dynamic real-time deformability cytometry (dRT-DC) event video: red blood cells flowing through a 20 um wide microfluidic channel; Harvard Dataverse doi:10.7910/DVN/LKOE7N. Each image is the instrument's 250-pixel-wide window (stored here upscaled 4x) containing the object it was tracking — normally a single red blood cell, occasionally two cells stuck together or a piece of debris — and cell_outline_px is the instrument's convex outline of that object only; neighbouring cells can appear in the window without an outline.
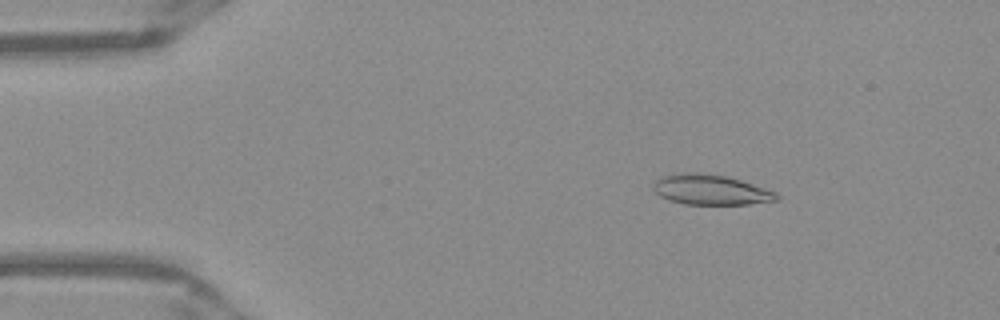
{"species": "Egyptian fruit bat (a non-hibernating species)", "species_latin": "Rousettus aegyptiacus", "temperature_condition": "warm", "stored_images_in_passage": 45, "camera_frame_rate_fps": 3000, "um_per_image_px": 0.085, "frame": {"image": 1, "passage_image": 2, "time_ms": 0.333, "image_size_px": [1000, 320], "cell_outline_px": [[780, 200], [748, 204], [684, 204], [668, 200], [660, 196], [652, 188], [652, 184], [660, 176], [684, 172], [696, 172], [724, 176], [740, 180], [776, 192], [780, 196]], "centroid_in_image_um": [60.38, 16.13], "position_along_channel_um": 24.6, "area_um2": 21.68}}
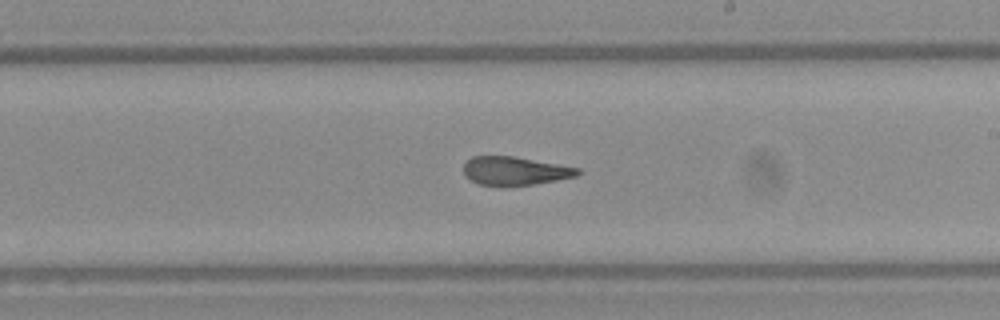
{"frame": {"image": 2, "passage_image": 24, "time_ms": 7.667, "image_size_px": [1000, 320], "cell_outline_px": [[584, 172], [576, 176], [556, 180], [532, 184], [500, 188], [476, 184], [464, 176], [464, 164], [472, 156], [516, 156], [580, 168]], "centroid_in_image_um": [43.75, 14.55], "position_along_channel_um": 245.3, "area_um2": 19.54}}
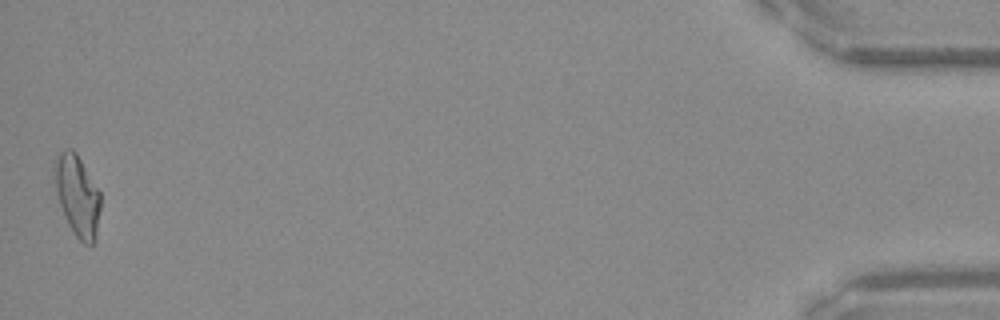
{"frame": {"image": 3, "passage_image": 45, "time_ms": 14.667, "image_size_px": [1000, 320], "cell_outline_px": [[100, 208], [96, 240], [92, 244], [84, 244], [76, 236], [68, 224], [60, 204], [56, 192], [52, 168], [56, 152], [64, 148], [72, 148], [76, 152], [100, 192]], "centroid_in_image_um": [6.54, 16.57], "position_along_channel_um": 428.7, "area_um2": 22.02}, "authors_computed_cell_mechanics": {"area_um2": 20.7502, "velocity_mm_per_s": 3.963, "shape_relaxation_time_tau1_ms": null, "shape_relaxation_time_tau2_ms": 1.6799, "deformation_change_tau1": null, "deformation_change_tau2": 0.108}}